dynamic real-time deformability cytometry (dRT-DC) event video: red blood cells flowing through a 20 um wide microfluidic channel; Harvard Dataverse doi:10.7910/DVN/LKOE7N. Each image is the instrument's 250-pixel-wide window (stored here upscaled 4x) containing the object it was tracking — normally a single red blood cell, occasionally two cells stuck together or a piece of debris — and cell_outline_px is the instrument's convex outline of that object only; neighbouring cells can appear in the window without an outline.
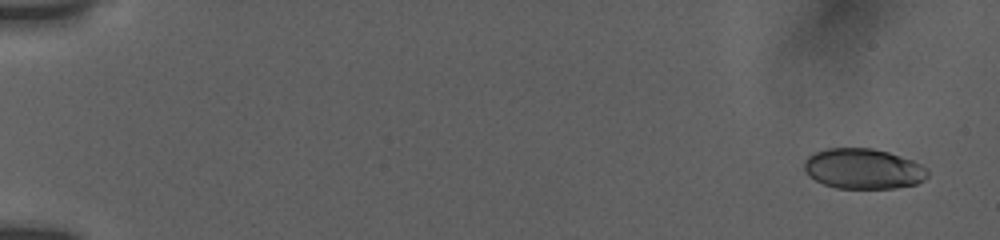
{"species": "human", "species_latin": "Homo sapiens", "temperature_condition": "room temperature", "stored_images_in_passage": 10, "camera_frame_rate_fps": 3000, "um_per_image_px": 0.085, "donor": {"sex": "female"}, "frame": {"image": 1, "passage_image": 1, "time_ms": 0.0, "image_size_px": [1000, 240], "cell_outline_px": [[928, 176], [924, 180], [916, 184], [896, 188], [836, 188], [824, 184], [816, 180], [804, 168], [804, 160], [808, 156], [816, 152], [828, 148], [872, 148], [888, 152], [912, 160], [928, 168]], "centroid_in_image_um": [73.41, 14.34], "position_along_channel_um": 11.6, "area_um2": 28.9}}
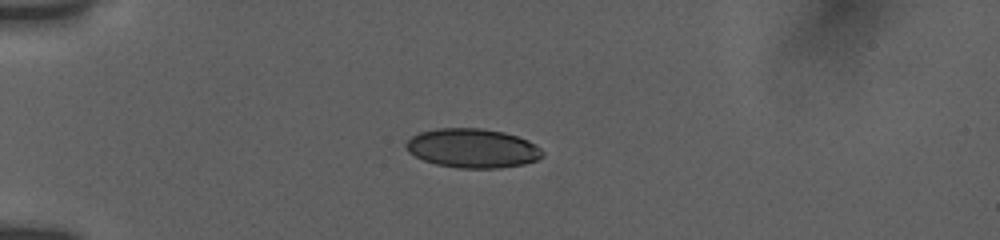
{"frame": {"image": 2, "passage_image": 6, "time_ms": 4.333, "image_size_px": [1000, 240], "cell_outline_px": [[544, 156], [536, 160], [524, 164], [500, 168], [460, 168], [436, 164], [424, 160], [408, 152], [404, 144], [412, 136], [420, 132], [440, 128], [480, 128], [504, 132], [528, 140], [536, 144], [544, 152]], "centroid_in_image_um": [40.18, 12.6], "position_along_channel_um": 44.8, "area_um2": 31.15}}
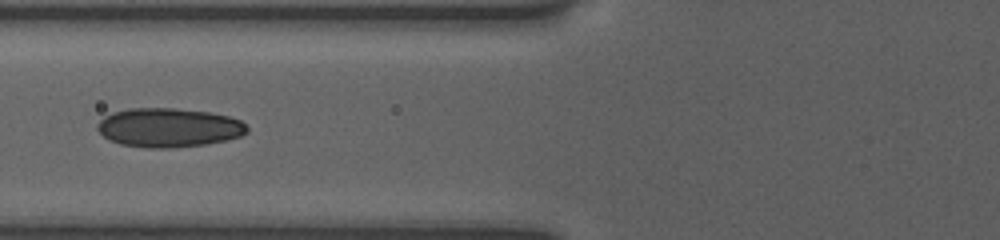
{"frame": {"image": 3, "passage_image": 9, "time_ms": 7.0, "image_size_px": [1000, 240], "cell_outline_px": [[248, 132], [240, 136], [224, 140], [204, 144], [168, 148], [148, 148], [120, 144], [108, 140], [96, 128], [96, 124], [104, 116], [112, 112], [128, 108], [176, 108], [208, 112], [228, 116], [240, 120], [248, 128]], "centroid_in_image_um": [14.29, 10.84], "position_along_channel_um": 111.5, "area_um2": 34.04}}